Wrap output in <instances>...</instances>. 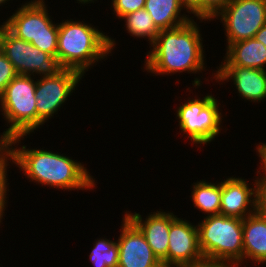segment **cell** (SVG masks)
Segmentation results:
<instances>
[{
	"mask_svg": "<svg viewBox=\"0 0 266 267\" xmlns=\"http://www.w3.org/2000/svg\"><path fill=\"white\" fill-rule=\"evenodd\" d=\"M203 257L197 225L177 217L170 224L167 257L163 267H183Z\"/></svg>",
	"mask_w": 266,
	"mask_h": 267,
	"instance_id": "8fae6325",
	"label": "cell"
},
{
	"mask_svg": "<svg viewBox=\"0 0 266 267\" xmlns=\"http://www.w3.org/2000/svg\"><path fill=\"white\" fill-rule=\"evenodd\" d=\"M182 7L188 14H192L194 17H197L196 21H210L207 19H202V0H180Z\"/></svg>",
	"mask_w": 266,
	"mask_h": 267,
	"instance_id": "4316f807",
	"label": "cell"
},
{
	"mask_svg": "<svg viewBox=\"0 0 266 267\" xmlns=\"http://www.w3.org/2000/svg\"><path fill=\"white\" fill-rule=\"evenodd\" d=\"M167 212L162 209L151 212L145 220L140 213L127 210L124 213L140 229L160 262L167 257L170 224L177 217L172 212Z\"/></svg>",
	"mask_w": 266,
	"mask_h": 267,
	"instance_id": "9a60e30c",
	"label": "cell"
},
{
	"mask_svg": "<svg viewBox=\"0 0 266 267\" xmlns=\"http://www.w3.org/2000/svg\"><path fill=\"white\" fill-rule=\"evenodd\" d=\"M119 247L117 241L97 238L89 260L95 267H118Z\"/></svg>",
	"mask_w": 266,
	"mask_h": 267,
	"instance_id": "44dd1931",
	"label": "cell"
},
{
	"mask_svg": "<svg viewBox=\"0 0 266 267\" xmlns=\"http://www.w3.org/2000/svg\"><path fill=\"white\" fill-rule=\"evenodd\" d=\"M2 53L13 64L18 75L48 77L64 69L58 57L40 50L30 42L17 38L3 24Z\"/></svg>",
	"mask_w": 266,
	"mask_h": 267,
	"instance_id": "ba28073f",
	"label": "cell"
},
{
	"mask_svg": "<svg viewBox=\"0 0 266 267\" xmlns=\"http://www.w3.org/2000/svg\"><path fill=\"white\" fill-rule=\"evenodd\" d=\"M194 20L173 29L160 30L144 59L143 67L147 72L171 76L186 71L199 75L206 70L203 35Z\"/></svg>",
	"mask_w": 266,
	"mask_h": 267,
	"instance_id": "7a4b0ae2",
	"label": "cell"
},
{
	"mask_svg": "<svg viewBox=\"0 0 266 267\" xmlns=\"http://www.w3.org/2000/svg\"><path fill=\"white\" fill-rule=\"evenodd\" d=\"M232 0H202V19L212 20Z\"/></svg>",
	"mask_w": 266,
	"mask_h": 267,
	"instance_id": "d4e9b609",
	"label": "cell"
},
{
	"mask_svg": "<svg viewBox=\"0 0 266 267\" xmlns=\"http://www.w3.org/2000/svg\"><path fill=\"white\" fill-rule=\"evenodd\" d=\"M257 211L266 218V187H258Z\"/></svg>",
	"mask_w": 266,
	"mask_h": 267,
	"instance_id": "f1b7e54d",
	"label": "cell"
},
{
	"mask_svg": "<svg viewBox=\"0 0 266 267\" xmlns=\"http://www.w3.org/2000/svg\"><path fill=\"white\" fill-rule=\"evenodd\" d=\"M102 30L83 20H63L59 23L57 57L64 69L83 76L96 63L112 56L116 41ZM108 55V56H107Z\"/></svg>",
	"mask_w": 266,
	"mask_h": 267,
	"instance_id": "3957f363",
	"label": "cell"
},
{
	"mask_svg": "<svg viewBox=\"0 0 266 267\" xmlns=\"http://www.w3.org/2000/svg\"><path fill=\"white\" fill-rule=\"evenodd\" d=\"M183 267H236V266L227 261L202 257L201 259L194 261L193 263Z\"/></svg>",
	"mask_w": 266,
	"mask_h": 267,
	"instance_id": "83f0119b",
	"label": "cell"
},
{
	"mask_svg": "<svg viewBox=\"0 0 266 267\" xmlns=\"http://www.w3.org/2000/svg\"><path fill=\"white\" fill-rule=\"evenodd\" d=\"M197 225L203 257L243 264V219L224 215L204 216Z\"/></svg>",
	"mask_w": 266,
	"mask_h": 267,
	"instance_id": "5b68a950",
	"label": "cell"
},
{
	"mask_svg": "<svg viewBox=\"0 0 266 267\" xmlns=\"http://www.w3.org/2000/svg\"><path fill=\"white\" fill-rule=\"evenodd\" d=\"M17 75L13 64L7 59V57L0 54V95L4 92L6 86L15 78Z\"/></svg>",
	"mask_w": 266,
	"mask_h": 267,
	"instance_id": "cb8c5ba5",
	"label": "cell"
},
{
	"mask_svg": "<svg viewBox=\"0 0 266 267\" xmlns=\"http://www.w3.org/2000/svg\"><path fill=\"white\" fill-rule=\"evenodd\" d=\"M219 18L225 28L226 47L254 38L257 31L266 24V0H232L212 21L220 20Z\"/></svg>",
	"mask_w": 266,
	"mask_h": 267,
	"instance_id": "9c48e42d",
	"label": "cell"
},
{
	"mask_svg": "<svg viewBox=\"0 0 266 267\" xmlns=\"http://www.w3.org/2000/svg\"><path fill=\"white\" fill-rule=\"evenodd\" d=\"M33 77L17 74L0 95V110L8 127L0 134V146L16 136L27 138L37 129L36 77Z\"/></svg>",
	"mask_w": 266,
	"mask_h": 267,
	"instance_id": "277c9868",
	"label": "cell"
},
{
	"mask_svg": "<svg viewBox=\"0 0 266 267\" xmlns=\"http://www.w3.org/2000/svg\"><path fill=\"white\" fill-rule=\"evenodd\" d=\"M225 55L224 62L220 65H237L266 71V47L255 38L230 44L226 47Z\"/></svg>",
	"mask_w": 266,
	"mask_h": 267,
	"instance_id": "e0dca14e",
	"label": "cell"
},
{
	"mask_svg": "<svg viewBox=\"0 0 266 267\" xmlns=\"http://www.w3.org/2000/svg\"><path fill=\"white\" fill-rule=\"evenodd\" d=\"M45 0L22 3L2 24L17 38L57 57L59 23L53 22Z\"/></svg>",
	"mask_w": 266,
	"mask_h": 267,
	"instance_id": "8992f818",
	"label": "cell"
},
{
	"mask_svg": "<svg viewBox=\"0 0 266 267\" xmlns=\"http://www.w3.org/2000/svg\"><path fill=\"white\" fill-rule=\"evenodd\" d=\"M219 104L212 93L202 98L188 97L182 105L179 104L176 110L178 126L192 144L207 145L220 134L223 115Z\"/></svg>",
	"mask_w": 266,
	"mask_h": 267,
	"instance_id": "52a82bcc",
	"label": "cell"
},
{
	"mask_svg": "<svg viewBox=\"0 0 266 267\" xmlns=\"http://www.w3.org/2000/svg\"><path fill=\"white\" fill-rule=\"evenodd\" d=\"M10 0H0V6H3L5 3H7ZM13 1V0H12Z\"/></svg>",
	"mask_w": 266,
	"mask_h": 267,
	"instance_id": "d6a6232c",
	"label": "cell"
},
{
	"mask_svg": "<svg viewBox=\"0 0 266 267\" xmlns=\"http://www.w3.org/2000/svg\"><path fill=\"white\" fill-rule=\"evenodd\" d=\"M37 78H40L36 79L35 89L38 129L58 114V110L66 103L84 77L76 70L63 69L54 76Z\"/></svg>",
	"mask_w": 266,
	"mask_h": 267,
	"instance_id": "30bf717a",
	"label": "cell"
},
{
	"mask_svg": "<svg viewBox=\"0 0 266 267\" xmlns=\"http://www.w3.org/2000/svg\"><path fill=\"white\" fill-rule=\"evenodd\" d=\"M256 153L257 156L259 157V169L257 173V182L259 187H266V143H259L256 145ZM262 170V171H261ZM262 172V173H261Z\"/></svg>",
	"mask_w": 266,
	"mask_h": 267,
	"instance_id": "484cf974",
	"label": "cell"
},
{
	"mask_svg": "<svg viewBox=\"0 0 266 267\" xmlns=\"http://www.w3.org/2000/svg\"><path fill=\"white\" fill-rule=\"evenodd\" d=\"M191 199L194 207L204 215L213 216L220 214L221 206V182L213 183L200 180L193 182Z\"/></svg>",
	"mask_w": 266,
	"mask_h": 267,
	"instance_id": "d6986e66",
	"label": "cell"
},
{
	"mask_svg": "<svg viewBox=\"0 0 266 267\" xmlns=\"http://www.w3.org/2000/svg\"><path fill=\"white\" fill-rule=\"evenodd\" d=\"M25 135L9 139L2 147L12 158L13 164L30 180L29 182L49 188L90 190L96 187L95 178L78 160L52 150L26 148L20 145ZM14 147H13V146ZM16 147V148H15Z\"/></svg>",
	"mask_w": 266,
	"mask_h": 267,
	"instance_id": "6da1fadb",
	"label": "cell"
},
{
	"mask_svg": "<svg viewBox=\"0 0 266 267\" xmlns=\"http://www.w3.org/2000/svg\"><path fill=\"white\" fill-rule=\"evenodd\" d=\"M125 22V28L130 36L136 38H147L149 45H151L160 30L155 26L153 19L149 13L143 8L135 12H131L121 18Z\"/></svg>",
	"mask_w": 266,
	"mask_h": 267,
	"instance_id": "ffe728a7",
	"label": "cell"
},
{
	"mask_svg": "<svg viewBox=\"0 0 266 267\" xmlns=\"http://www.w3.org/2000/svg\"><path fill=\"white\" fill-rule=\"evenodd\" d=\"M266 262V218L258 211L243 219V264ZM257 263V264H256Z\"/></svg>",
	"mask_w": 266,
	"mask_h": 267,
	"instance_id": "2e32d148",
	"label": "cell"
},
{
	"mask_svg": "<svg viewBox=\"0 0 266 267\" xmlns=\"http://www.w3.org/2000/svg\"><path fill=\"white\" fill-rule=\"evenodd\" d=\"M10 162H9V161ZM12 158L10 155L3 149L2 146H0V225L2 223V219L4 215V211L6 210V203H8V192H9V186H8V166H10L9 163L13 164V161H11ZM1 228V227H0Z\"/></svg>",
	"mask_w": 266,
	"mask_h": 267,
	"instance_id": "7402d4cb",
	"label": "cell"
},
{
	"mask_svg": "<svg viewBox=\"0 0 266 267\" xmlns=\"http://www.w3.org/2000/svg\"><path fill=\"white\" fill-rule=\"evenodd\" d=\"M94 1H97V0H77V3H80V4H89V3H95Z\"/></svg>",
	"mask_w": 266,
	"mask_h": 267,
	"instance_id": "4dcf8cb0",
	"label": "cell"
},
{
	"mask_svg": "<svg viewBox=\"0 0 266 267\" xmlns=\"http://www.w3.org/2000/svg\"><path fill=\"white\" fill-rule=\"evenodd\" d=\"M146 0H112L111 7H113V15L117 18H122L125 15L143 9Z\"/></svg>",
	"mask_w": 266,
	"mask_h": 267,
	"instance_id": "603a6c76",
	"label": "cell"
},
{
	"mask_svg": "<svg viewBox=\"0 0 266 267\" xmlns=\"http://www.w3.org/2000/svg\"><path fill=\"white\" fill-rule=\"evenodd\" d=\"M144 9L159 30L173 29L193 19L185 12L181 13L185 9L180 0H146Z\"/></svg>",
	"mask_w": 266,
	"mask_h": 267,
	"instance_id": "ac0fdd59",
	"label": "cell"
},
{
	"mask_svg": "<svg viewBox=\"0 0 266 267\" xmlns=\"http://www.w3.org/2000/svg\"><path fill=\"white\" fill-rule=\"evenodd\" d=\"M2 53V25H0V54Z\"/></svg>",
	"mask_w": 266,
	"mask_h": 267,
	"instance_id": "1f68e13d",
	"label": "cell"
},
{
	"mask_svg": "<svg viewBox=\"0 0 266 267\" xmlns=\"http://www.w3.org/2000/svg\"><path fill=\"white\" fill-rule=\"evenodd\" d=\"M118 236V267H163L140 229L124 214Z\"/></svg>",
	"mask_w": 266,
	"mask_h": 267,
	"instance_id": "7c38bea8",
	"label": "cell"
},
{
	"mask_svg": "<svg viewBox=\"0 0 266 267\" xmlns=\"http://www.w3.org/2000/svg\"><path fill=\"white\" fill-rule=\"evenodd\" d=\"M254 38L266 47V24L257 31Z\"/></svg>",
	"mask_w": 266,
	"mask_h": 267,
	"instance_id": "f546056e",
	"label": "cell"
},
{
	"mask_svg": "<svg viewBox=\"0 0 266 267\" xmlns=\"http://www.w3.org/2000/svg\"><path fill=\"white\" fill-rule=\"evenodd\" d=\"M255 178L251 184L247 179L233 176L221 181L220 215L244 219L257 211L259 185Z\"/></svg>",
	"mask_w": 266,
	"mask_h": 267,
	"instance_id": "4fadbf2b",
	"label": "cell"
},
{
	"mask_svg": "<svg viewBox=\"0 0 266 267\" xmlns=\"http://www.w3.org/2000/svg\"><path fill=\"white\" fill-rule=\"evenodd\" d=\"M219 67V68H218ZM212 79L217 83L233 81L237 93L242 99L250 102H261L266 99V71L240 67L237 65H219ZM214 74V75H213Z\"/></svg>",
	"mask_w": 266,
	"mask_h": 267,
	"instance_id": "5bb4252c",
	"label": "cell"
}]
</instances>
